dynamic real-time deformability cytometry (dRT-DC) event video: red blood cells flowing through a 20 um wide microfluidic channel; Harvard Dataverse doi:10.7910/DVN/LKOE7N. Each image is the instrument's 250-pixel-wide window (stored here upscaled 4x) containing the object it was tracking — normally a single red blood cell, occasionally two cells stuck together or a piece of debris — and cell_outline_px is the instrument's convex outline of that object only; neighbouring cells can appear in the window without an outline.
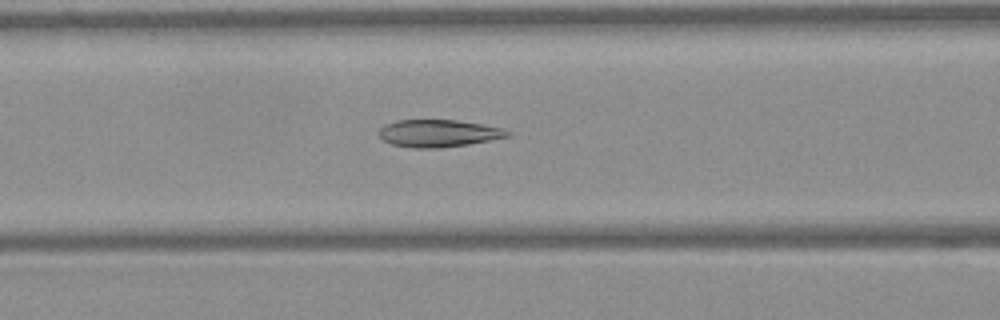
{"species": "Egyptian fruit bat (a non-hibernating species)", "species_latin": "Rousettus aegyptiacus", "temperature_condition": "warm", "stored_images_in_passage": 44, "camera_frame_rate_fps": 3000, "um_per_image_px": 0.085, "frame": {"image": 1, "passage_image": 15, "time_ms": 4.667, "image_size_px": [1000, 320], "cell_outline_px": [[512, 132], [508, 136], [468, 144], [440, 148], [412, 148], [392, 144], [384, 140], [380, 136], [380, 128], [396, 120], [456, 120], [504, 128]], "centroid_in_image_um": [37.28, 11.33], "position_along_channel_um": 129.3, "area_um2": 20.23}}
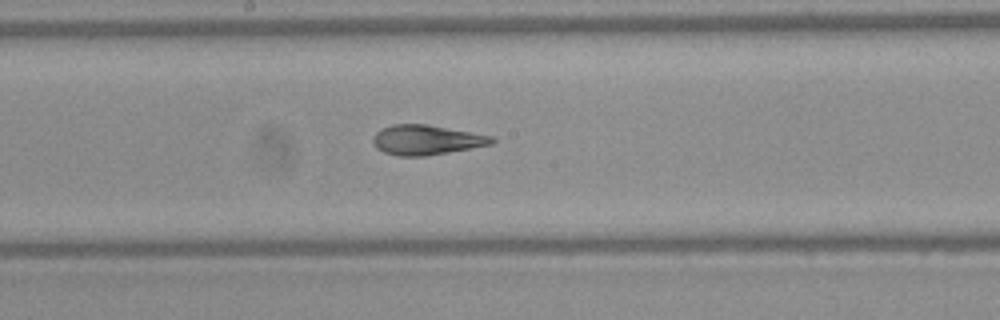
{"frame": {"image": 2, "passage_image": 21, "time_ms": 6.667, "image_size_px": [1000, 320], "cell_outline_px": [[496, 140], [492, 144], [448, 152], [424, 156], [400, 156], [384, 152], [376, 148], [372, 140], [372, 136], [376, 132], [392, 124], [428, 124], [492, 136]], "centroid_in_image_um": [36.22, 11.89], "position_along_channel_um": 212.0, "area_um2": 20.52}}
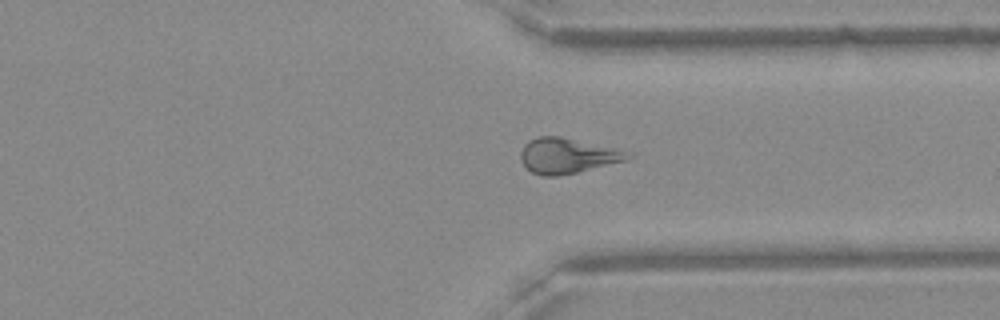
{"frame": {"image": 3, "passage_image": 32, "time_ms": 10.333, "image_size_px": [1000, 320], "cell_outline_px": [[636, 156], [628, 160], [576, 172], [556, 176], [540, 176], [532, 172], [520, 160], [520, 152], [524, 144], [528, 140], [536, 136], [560, 136], [636, 152]], "centroid_in_image_um": [48.29, 13.22], "position_along_channel_um": 363.1, "area_um2": 22.43}, "authors_computed_cell_mechanics": {"area_um2": 22.4842, "velocity_mm_per_s": 4.1232, "shape_relaxation_time_tau1_ms": null, "shape_relaxation_time_tau2_ms": 1.6506, "deformation_change_tau1": null, "deformation_change_tau2": 0.0802}}